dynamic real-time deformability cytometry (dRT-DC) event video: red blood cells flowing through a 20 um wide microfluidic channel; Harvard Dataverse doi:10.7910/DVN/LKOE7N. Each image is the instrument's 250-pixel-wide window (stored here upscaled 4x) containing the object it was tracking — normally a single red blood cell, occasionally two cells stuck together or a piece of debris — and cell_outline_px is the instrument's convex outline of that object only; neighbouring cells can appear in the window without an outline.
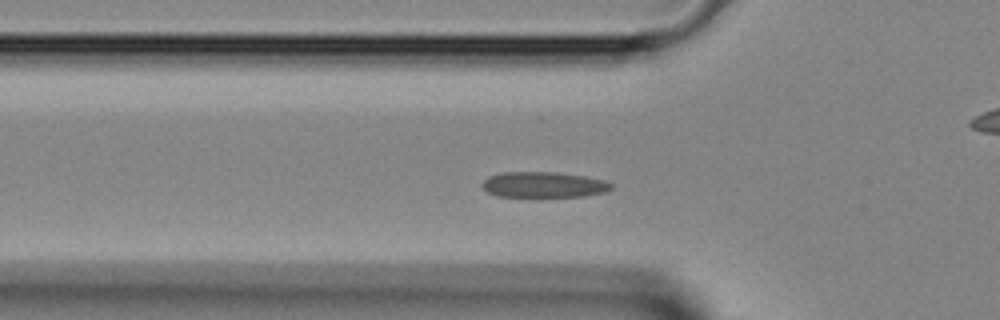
{"species": "Egyptian fruit bat (a non-hibernating species)", "species_latin": "Rousettus aegyptiacus", "temperature_condition": "room temperature", "stored_images_in_passage": 40, "camera_frame_rate_fps": 3000, "um_per_image_px": 0.085, "animal": {"sex": "female"}, "frame": {"image": 1, "passage_image": 10, "time_ms": 3.0, "image_size_px": [1000, 320], "cell_outline_px": [[612, 188], [604, 192], [584, 196], [536, 200], [496, 196], [488, 192], [480, 184], [488, 176], [504, 172], [556, 172], [584, 176], [604, 180], [612, 184]], "centroid_in_image_um": [46.16, 15.76], "position_along_channel_um": 79.6, "area_um2": 20.4}}
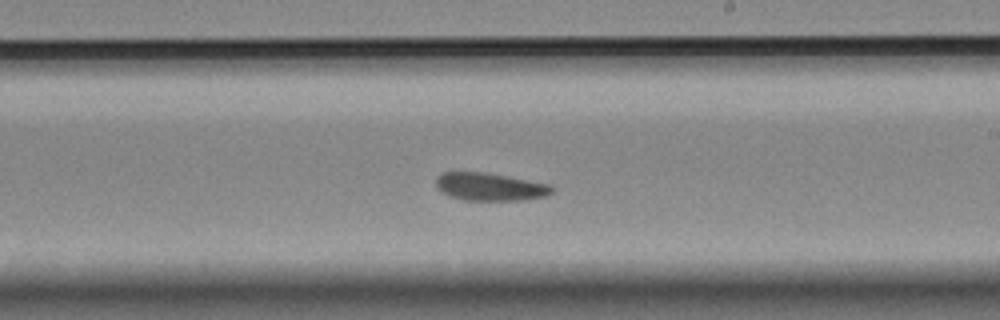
{"frame": {"image": 2, "passage_image": 21, "time_ms": 6.667, "image_size_px": [1000, 320], "cell_outline_px": [[556, 188], [548, 196], [520, 200], [464, 200], [448, 196], [440, 192], [436, 188], [436, 176], [440, 172], [488, 172], [552, 184]], "centroid_in_image_um": [41.65, 15.86], "position_along_channel_um": 247.3, "area_um2": 19.31}}
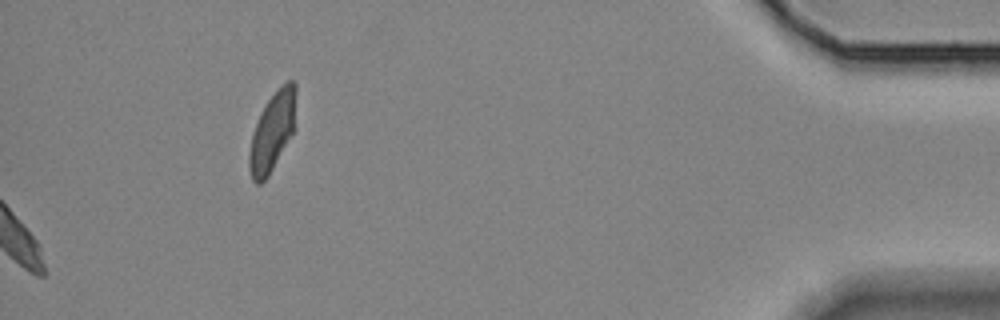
{"frame": {"image": 3, "passage_image": 40, "time_ms": 13.0, "image_size_px": [1000, 320], "cell_outline_px": [[296, 92], [292, 132], [268, 176], [260, 184], [256, 184], [252, 180], [248, 168], [248, 156], [252, 136], [256, 124], [268, 100], [288, 80], [292, 80], [296, 84]], "centroid_in_image_um": [23.12, 11.23], "position_along_channel_um": 412.1, "area_um2": 20.58}}